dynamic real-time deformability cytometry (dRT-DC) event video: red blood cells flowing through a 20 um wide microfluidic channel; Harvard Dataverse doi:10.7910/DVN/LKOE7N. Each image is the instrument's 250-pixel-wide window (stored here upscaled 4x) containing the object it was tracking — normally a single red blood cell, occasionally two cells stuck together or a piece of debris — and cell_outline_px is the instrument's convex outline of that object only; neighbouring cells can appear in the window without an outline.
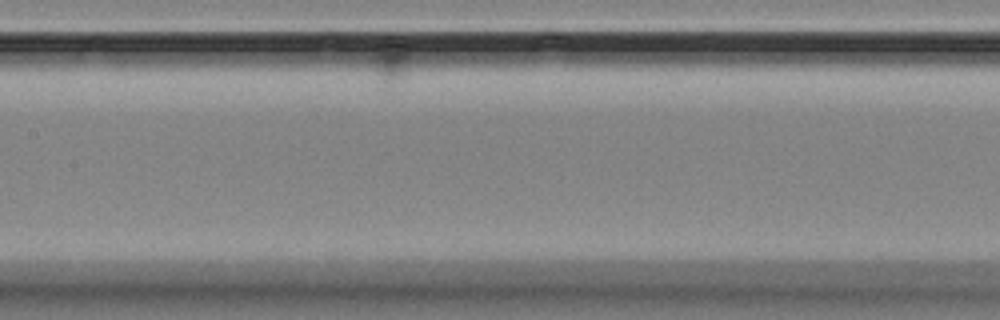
{"species": "Egyptian fruit bat (a non-hibernating species)", "species_latin": "Rousettus aegyptiacus", "temperature_condition": "room temperature", "stored_images_in_passage": 10, "camera_frame_rate_fps": 3000, "um_per_image_px": 0.085, "animal": {"sex": "female"}, "frame": {"image": 1, "passage_image": 7, "time_ms": 7.333, "image_size_px": [1000, 320], "cell_outline_px": [[412, 44], [404, 72], [400, 76], [384, 88], [376, 72], [372, 56], [376, 44], [384, 36], [404, 36]], "centroid_in_image_um": [33.24, 4.93], "position_along_channel_um": 174.2, "area_um2": 10.17}}